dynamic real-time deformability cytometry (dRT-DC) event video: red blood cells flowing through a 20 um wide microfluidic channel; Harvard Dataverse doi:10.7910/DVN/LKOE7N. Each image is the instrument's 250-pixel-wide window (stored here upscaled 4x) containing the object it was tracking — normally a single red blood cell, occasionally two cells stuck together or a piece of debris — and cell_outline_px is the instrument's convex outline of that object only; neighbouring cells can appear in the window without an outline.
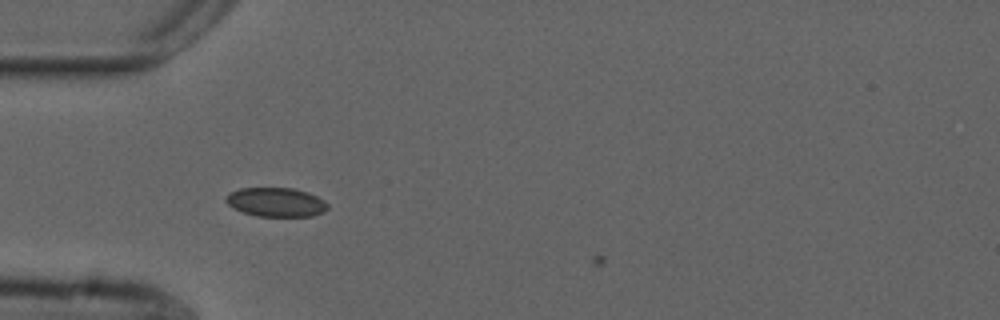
{"species": "common noctule bat (a hibernating species)", "species_latin": "Nyctalus noctula", "temperature_condition": "cold", "stored_images_in_passage": 10, "camera_frame_rate_fps": 3000, "um_per_image_px": 0.085, "animal": {"sex": "male", "forearm_length_mm": 52.5}, "frame": {"image": 1, "passage_image": 7, "time_ms": 2.0, "image_size_px": [1000, 320], "cell_outline_px": [[328, 208], [324, 212], [312, 216], [256, 216], [232, 208], [224, 200], [232, 192], [240, 188], [292, 188], [308, 192], [324, 200], [328, 204]], "centroid_in_image_um": [23.48, 17.19], "position_along_channel_um": 61.5, "area_um2": 17.17}}